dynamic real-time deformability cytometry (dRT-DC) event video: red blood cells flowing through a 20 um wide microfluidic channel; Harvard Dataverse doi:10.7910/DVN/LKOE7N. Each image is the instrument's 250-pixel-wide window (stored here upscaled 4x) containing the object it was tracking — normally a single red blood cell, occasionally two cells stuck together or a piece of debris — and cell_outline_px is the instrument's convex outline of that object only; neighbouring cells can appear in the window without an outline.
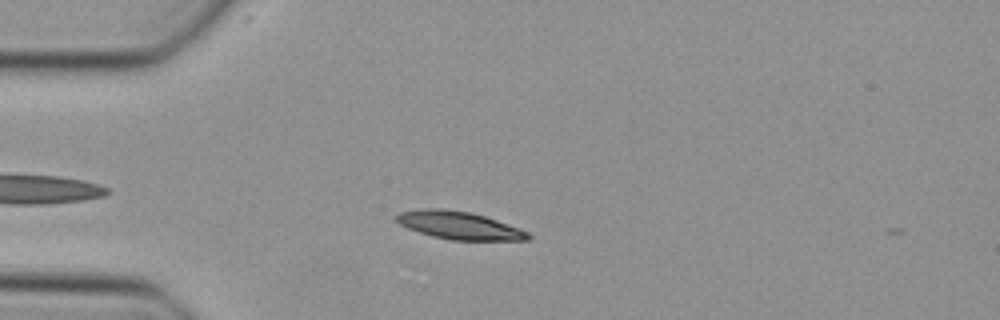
{"species": "Egyptian fruit bat (a non-hibernating species)", "species_latin": "Rousettus aegyptiacus", "temperature_condition": "cold", "stored_images_in_passage": 6, "camera_frame_rate_fps": 3000, "um_per_image_px": 0.085, "animal": {"sex": "female"}, "frame": {"image": 1, "passage_image": 3, "time_ms": 0.667, "image_size_px": [1000, 320], "cell_outline_px": [[532, 236], [528, 240], [452, 240], [432, 236], [408, 228], [400, 224], [396, 220], [396, 216], [400, 212], [424, 208], [440, 208], [472, 212], [520, 228], [528, 232]], "centroid_in_image_um": [39.04, 19.15], "position_along_channel_um": 46.0, "area_um2": 21.21}}